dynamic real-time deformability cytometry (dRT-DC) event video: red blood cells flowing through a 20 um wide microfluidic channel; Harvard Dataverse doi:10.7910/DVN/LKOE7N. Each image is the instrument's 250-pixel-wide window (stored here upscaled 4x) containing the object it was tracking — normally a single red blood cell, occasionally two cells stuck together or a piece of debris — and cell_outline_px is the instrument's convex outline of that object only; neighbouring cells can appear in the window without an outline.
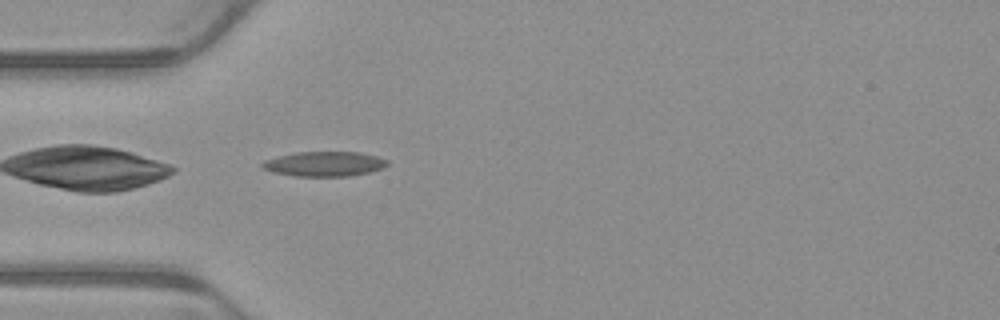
{"species": "common noctule bat (a hibernating species)", "species_latin": "Nyctalus noctula", "temperature_condition": "warm", "stored_images_in_passage": 4, "camera_frame_rate_fps": 3000, "um_per_image_px": 0.085, "animal": {"sex": "male", "body_mass_g": 23.1, "forearm_length_mm": 52.7}, "frame": {"image": 1, "passage_image": 4, "time_ms": 1.0, "image_size_px": [1000, 320], "cell_outline_px": [[388, 164], [384, 168], [368, 172], [348, 176], [296, 176], [272, 172], [264, 168], [260, 164], [264, 160], [296, 152], [360, 152], [376, 156], [388, 160]], "centroid_in_image_um": [27.59, 13.93], "position_along_channel_um": 57.4, "area_um2": 17.98}}